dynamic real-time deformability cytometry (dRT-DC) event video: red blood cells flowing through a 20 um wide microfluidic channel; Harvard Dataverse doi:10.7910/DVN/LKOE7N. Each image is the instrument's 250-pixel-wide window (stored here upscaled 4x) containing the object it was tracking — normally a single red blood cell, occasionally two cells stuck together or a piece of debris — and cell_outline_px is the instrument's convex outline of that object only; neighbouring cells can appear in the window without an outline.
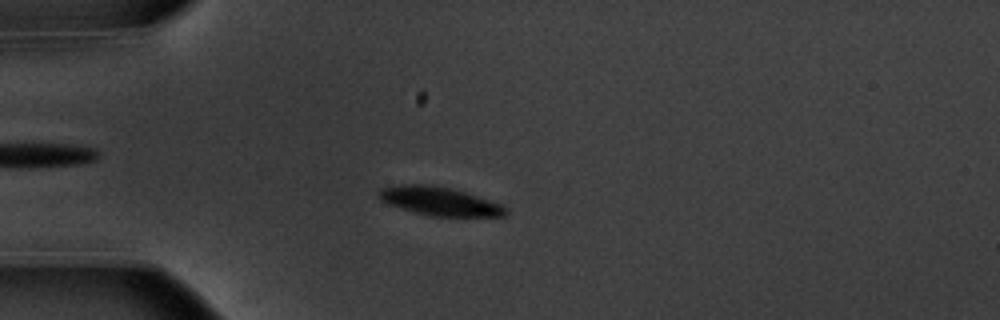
{"species": "common noctule bat (a hibernating species)", "species_latin": "Nyctalus noctula", "temperature_condition": "warm", "stored_images_in_passage": 55, "camera_frame_rate_fps": 3000, "um_per_image_px": 0.085, "animal": {"sex": "male", "body_mass_g": 20.1, "forearm_length_mm": 53.5}, "frame": {"image": 1, "passage_image": 15, "time_ms": 4.667, "image_size_px": [1000, 320], "cell_outline_px": [[508, 212], [504, 216], [428, 216], [388, 204], [380, 200], [376, 196], [376, 192], [380, 188], [400, 184], [424, 184], [448, 188], [464, 192], [500, 204], [508, 208]], "centroid_in_image_um": [37.29, 17.1], "position_along_channel_um": 47.7, "area_um2": 20.98}}
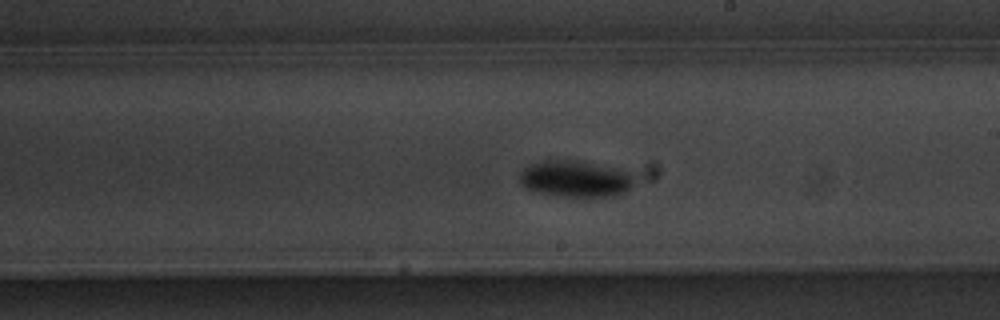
{"frame": {"image": 2, "passage_image": 32, "time_ms": 10.333, "image_size_px": [1000, 320], "cell_outline_px": [[636, 180], [624, 192], [612, 196], [564, 196], [540, 192], [524, 188], [520, 184], [520, 172], [528, 164], [540, 160], [580, 160], [620, 168], [632, 172]], "centroid_in_image_um": [48.92, 15.16], "position_along_channel_um": 240.1, "area_um2": 24.68}}
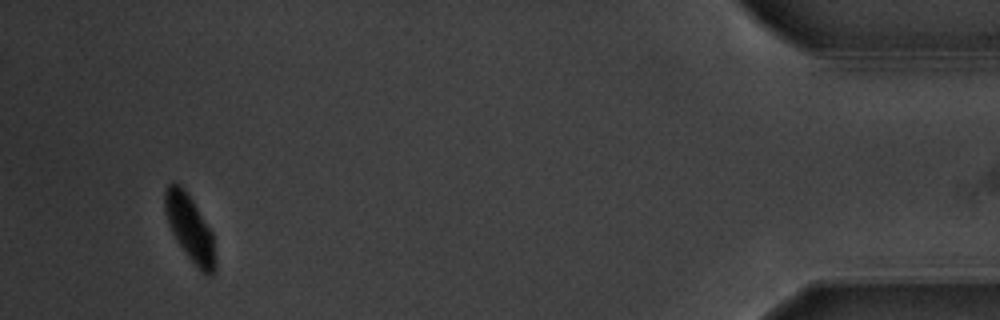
{"frame": {"image": 3, "passage_image": 52, "time_ms": 17.0, "image_size_px": [1000, 320], "cell_outline_px": [[216, 272], [212, 276], [208, 276], [188, 256], [176, 240], [172, 232], [164, 208], [164, 192], [168, 184], [172, 180], [176, 180], [188, 192], [212, 232], [216, 256]], "centroid_in_image_um": [16.15, 19.34], "position_along_channel_um": 419.1, "area_um2": 19.54}, "authors_computed_cell_mechanics": {"area_um2": 21.3282, "velocity_mm_per_s": 3.7188, "shape_relaxation_time_tau1_ms": 1.4235, "shape_relaxation_time_tau2_ms": null, "deformation_change_tau1": 0.1123, "deformation_change_tau2": null}}